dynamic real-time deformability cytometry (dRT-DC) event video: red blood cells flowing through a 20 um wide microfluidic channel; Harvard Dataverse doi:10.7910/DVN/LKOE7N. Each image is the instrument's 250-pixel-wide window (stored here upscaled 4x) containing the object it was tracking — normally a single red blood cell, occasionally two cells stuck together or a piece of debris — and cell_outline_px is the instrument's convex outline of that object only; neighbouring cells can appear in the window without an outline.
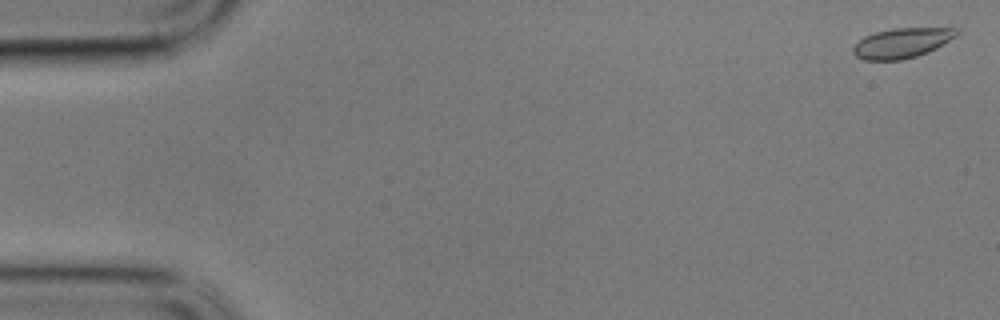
{"species": "common noctule bat (a hibernating species)", "species_latin": "Nyctalus noctula", "temperature_condition": "cold", "stored_images_in_passage": 13, "camera_frame_rate_fps": 3000, "um_per_image_px": 0.085, "animal": {"sex": "male", "body_mass_g": 17.9}, "frame": {"image": 1, "passage_image": 2, "time_ms": 0.333, "image_size_px": [1000, 320], "cell_outline_px": [[960, 32], [956, 36], [936, 48], [928, 52], [916, 56], [900, 60], [864, 60], [856, 56], [852, 52], [852, 48], [864, 36], [876, 32], [892, 28], [956, 28]], "centroid_in_image_um": [76.65, 3.65], "position_along_channel_um": 8.3, "area_um2": 17.98}}